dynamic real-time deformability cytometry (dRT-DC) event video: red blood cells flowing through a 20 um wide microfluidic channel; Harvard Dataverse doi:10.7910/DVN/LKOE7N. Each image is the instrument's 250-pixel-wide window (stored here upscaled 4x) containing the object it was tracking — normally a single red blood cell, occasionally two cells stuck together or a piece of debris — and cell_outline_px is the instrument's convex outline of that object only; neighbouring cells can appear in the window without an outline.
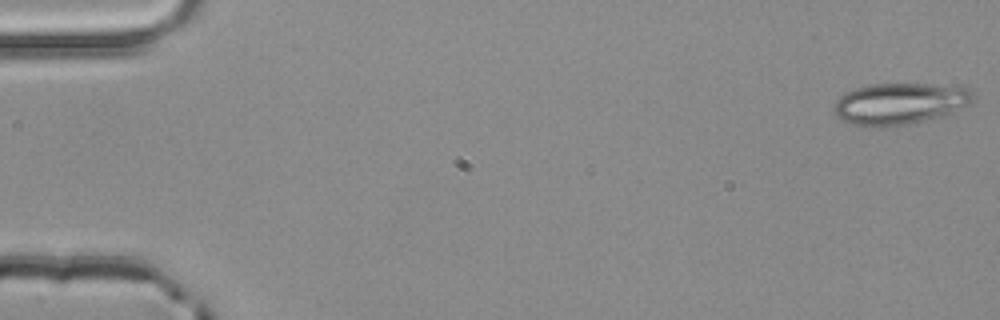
{"species": "common noctule bat (a hibernating species)", "species_latin": "Nyctalus noctula", "temperature_condition": "room temperature", "stored_images_in_passage": 4, "camera_frame_rate_fps": 3000, "um_per_image_px": 0.085, "animal": {"sex": "male", "body_mass_g": 20.4}, "frame": {"image": 1, "passage_image": 1, "time_ms": 0.0, "image_size_px": [1000, 320], "cell_outline_px": [[976, 96], [968, 104], [944, 116], [916, 124], [876, 128], [856, 124], [844, 120], [836, 116], [832, 112], [832, 104], [840, 96], [856, 88], [872, 84], [928, 84], [972, 88]], "centroid_in_image_um": [76.49, 8.83], "position_along_channel_um": 8.5, "area_um2": 34.1}}